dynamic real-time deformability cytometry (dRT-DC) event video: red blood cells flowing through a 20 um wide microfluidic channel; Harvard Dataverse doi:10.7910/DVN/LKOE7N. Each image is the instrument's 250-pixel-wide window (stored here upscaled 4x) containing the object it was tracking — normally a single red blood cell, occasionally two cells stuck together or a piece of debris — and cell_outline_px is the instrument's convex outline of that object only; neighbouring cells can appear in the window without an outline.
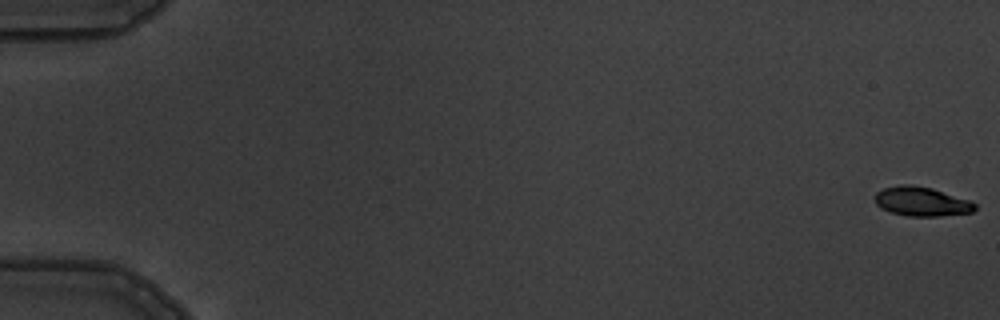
{"species": "common noctule bat (a hibernating species)", "species_latin": "Nyctalus noctula", "temperature_condition": "warm", "stored_images_in_passage": 7, "camera_frame_rate_fps": 3000, "um_per_image_px": 0.085, "animal": {"sex": "male", "body_mass_g": 19.5, "forearm_length_mm": 54.6}, "frame": {"image": 1, "passage_image": 1, "time_ms": 0.0, "image_size_px": [1000, 320], "cell_outline_px": [[976, 208], [972, 212], [940, 216], [908, 216], [892, 212], [880, 208], [876, 204], [876, 192], [884, 188], [900, 184], [912, 184], [932, 188], [968, 200], [976, 204]], "centroid_in_image_um": [78.32, 17.12], "position_along_channel_um": 6.7, "area_um2": 16.94}}
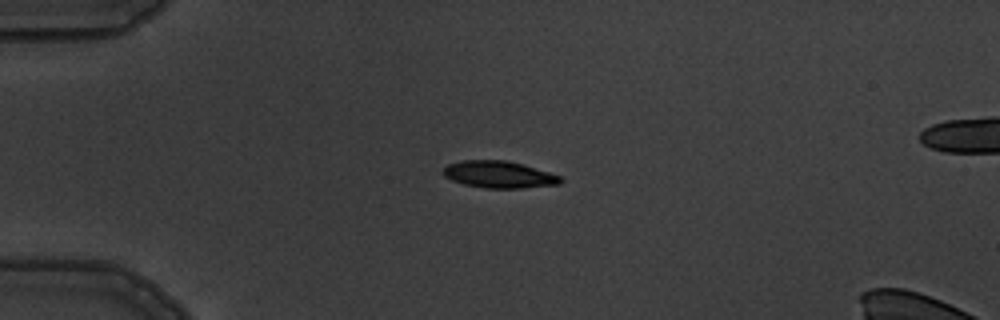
{"frame": {"image": 2, "passage_image": 5, "time_ms": 4.667, "image_size_px": [1000, 320], "cell_outline_px": [[564, 180], [560, 184], [520, 188], [484, 188], [464, 184], [452, 180], [444, 176], [440, 172], [448, 164], [460, 160], [504, 160], [520, 164], [548, 172], [560, 176]], "centroid_in_image_um": [42.37, 14.84], "position_along_channel_um": 42.6, "area_um2": 18.32}}